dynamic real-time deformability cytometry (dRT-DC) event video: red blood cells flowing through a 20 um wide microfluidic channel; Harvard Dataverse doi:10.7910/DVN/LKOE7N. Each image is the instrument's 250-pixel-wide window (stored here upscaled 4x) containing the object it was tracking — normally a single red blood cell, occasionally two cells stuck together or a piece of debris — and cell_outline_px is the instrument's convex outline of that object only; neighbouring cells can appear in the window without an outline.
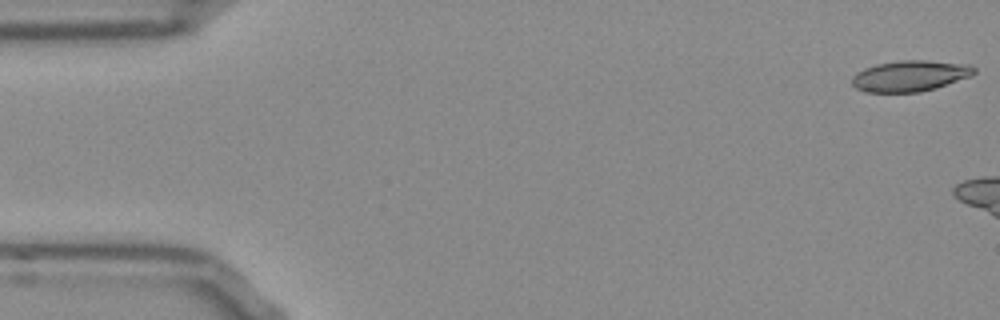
{"species": "Egyptian fruit bat (a non-hibernating species)", "species_latin": "Rousettus aegyptiacus", "temperature_condition": "room temperature", "stored_images_in_passage": 6, "camera_frame_rate_fps": 3000, "um_per_image_px": 0.085, "frame": {"image": 1, "passage_image": 1, "time_ms": 0.0, "image_size_px": [1000, 320], "cell_outline_px": [[976, 72], [972, 76], [936, 88], [920, 92], [864, 92], [856, 88], [852, 84], [852, 76], [856, 72], [864, 68], [876, 64], [896, 60], [928, 60], [972, 64], [976, 68]], "centroid_in_image_um": [77.38, 6.44], "position_along_channel_um": 7.6, "area_um2": 22.43}}